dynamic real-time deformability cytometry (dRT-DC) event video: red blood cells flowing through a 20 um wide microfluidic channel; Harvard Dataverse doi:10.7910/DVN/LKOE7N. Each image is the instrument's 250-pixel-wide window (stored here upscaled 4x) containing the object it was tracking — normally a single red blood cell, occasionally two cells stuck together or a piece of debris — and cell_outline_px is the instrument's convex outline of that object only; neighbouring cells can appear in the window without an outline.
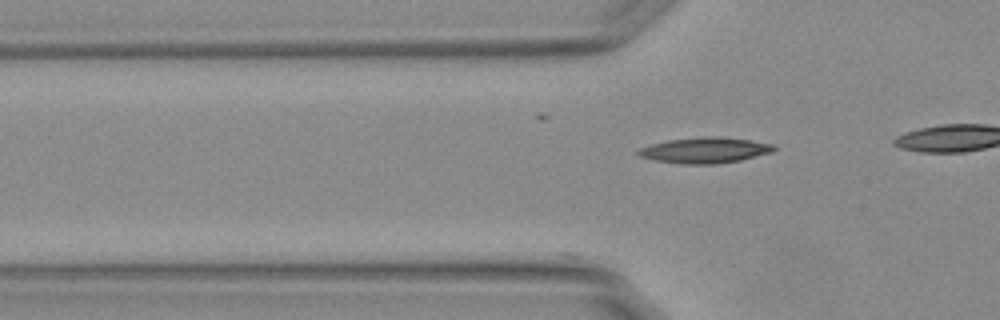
{"species": "Egyptian fruit bat (a non-hibernating species)", "species_latin": "Rousettus aegyptiacus", "temperature_condition": "warm", "stored_images_in_passage": 9, "camera_frame_rate_fps": 3000, "um_per_image_px": 0.085, "animal": {"sex": "female"}, "frame": {"image": 1, "passage_image": 9, "time_ms": 2.667, "image_size_px": [1000, 320], "cell_outline_px": [[776, 148], [772, 152], [740, 160], [716, 164], [680, 164], [656, 160], [640, 156], [636, 152], [640, 148], [652, 144], [668, 140], [704, 136], [716, 136], [748, 140], [776, 144]], "centroid_in_image_um": [59.94, 12.77], "position_along_channel_um": 65.9, "area_um2": 20.23}}